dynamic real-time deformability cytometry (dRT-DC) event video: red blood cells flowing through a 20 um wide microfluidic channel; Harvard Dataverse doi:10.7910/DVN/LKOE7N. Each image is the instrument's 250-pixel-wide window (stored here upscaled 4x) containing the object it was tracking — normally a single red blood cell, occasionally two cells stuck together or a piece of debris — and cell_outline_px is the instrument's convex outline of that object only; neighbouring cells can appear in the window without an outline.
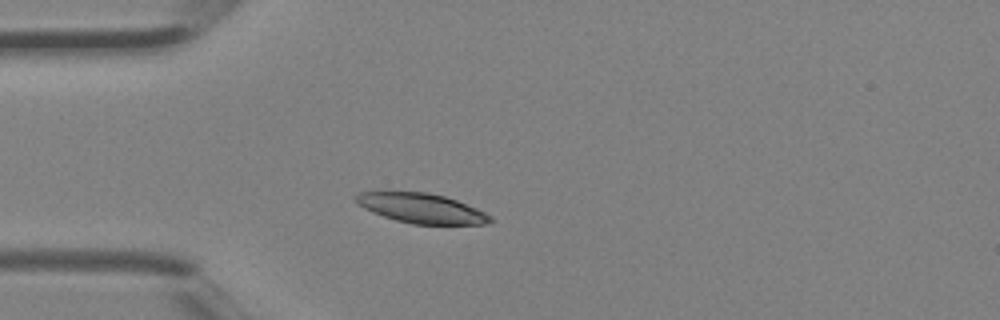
{"species": "Egyptian fruit bat (a non-hibernating species)", "species_latin": "Rousettus aegyptiacus", "temperature_condition": "room temperature", "stored_images_in_passage": 2, "camera_frame_rate_fps": 3000, "um_per_image_px": 0.085, "animal": {"sex": "female"}, "frame": {"image": 1, "passage_image": 2, "time_ms": 0.333, "image_size_px": [1000, 320], "cell_outline_px": [[496, 220], [488, 224], [412, 224], [396, 220], [372, 212], [364, 208], [352, 196], [356, 192], [428, 192], [444, 196], [456, 200], [476, 208], [492, 216]], "centroid_in_image_um": [35.85, 17.7], "position_along_channel_um": 49.2, "area_um2": 23.24}}